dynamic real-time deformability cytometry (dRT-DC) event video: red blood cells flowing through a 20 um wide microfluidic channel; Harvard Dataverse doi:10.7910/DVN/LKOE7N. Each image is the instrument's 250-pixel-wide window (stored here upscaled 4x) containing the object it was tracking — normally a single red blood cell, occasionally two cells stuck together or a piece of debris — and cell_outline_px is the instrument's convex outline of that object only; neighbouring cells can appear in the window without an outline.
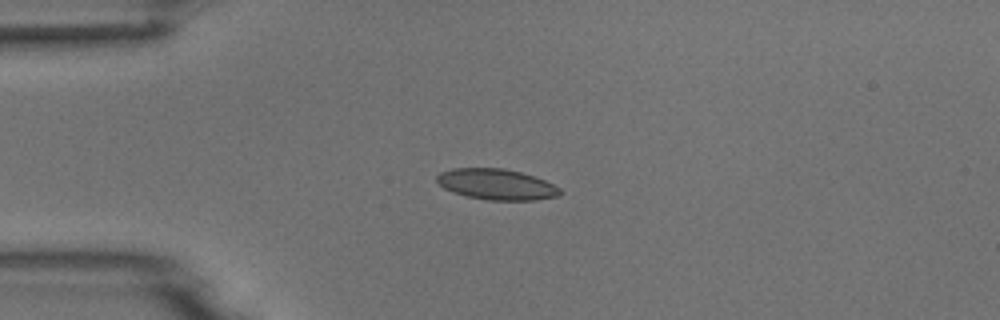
{"species": "common noctule bat (a hibernating species)", "species_latin": "Nyctalus noctula", "temperature_condition": "room temperature", "stored_images_in_passage": 11, "camera_frame_rate_fps": 3000, "um_per_image_px": 0.085, "animal": {"sex": "male", "body_mass_g": 18.8}, "frame": {"image": 1, "passage_image": 4, "time_ms": 4.333, "image_size_px": [1000, 320], "cell_outline_px": [[564, 192], [560, 196], [536, 200], [488, 200], [468, 196], [444, 188], [436, 180], [436, 176], [440, 172], [452, 168], [504, 168], [520, 172], [544, 180], [560, 188]], "centroid_in_image_um": [42.23, 15.67], "position_along_channel_um": 42.8, "area_um2": 22.02}}
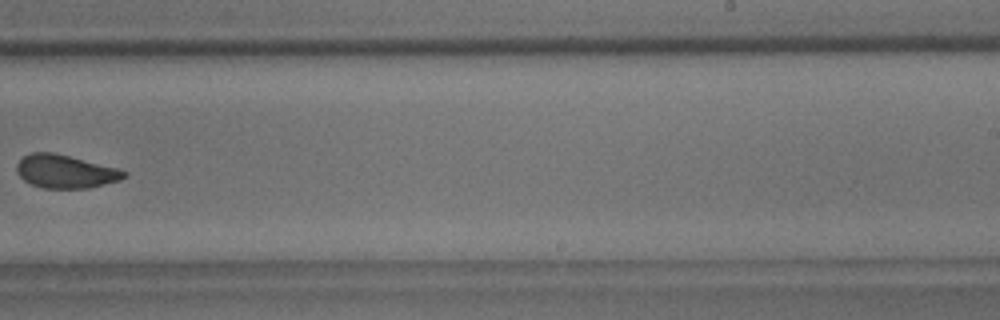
{"frame": {"image": 2, "passage_image": 10, "time_ms": 11.333, "image_size_px": [1000, 320], "cell_outline_px": [[128, 176], [120, 180], [88, 188], [40, 188], [24, 180], [16, 172], [16, 164], [24, 156], [32, 152], [52, 152], [120, 168], [128, 172]], "centroid_in_image_um": [5.58, 14.57], "position_along_channel_um": 283.4, "area_um2": 20.92}}
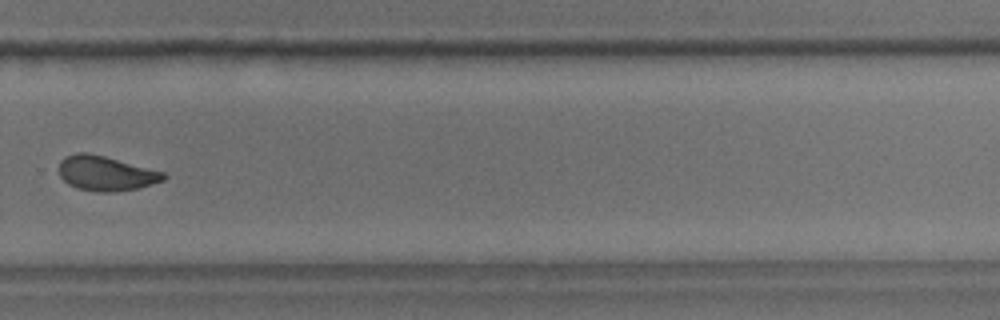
{"frame": {"image": 3, "passage_image": 11, "time_ms": 12.333, "image_size_px": [1000, 320], "cell_outline_px": [[168, 176], [164, 180], [140, 188], [116, 192], [96, 192], [76, 188], [68, 184], [60, 176], [60, 160], [64, 156], [76, 152], [88, 152], [104, 156], [164, 172]], "centroid_in_image_um": [8.99, 14.74], "position_along_channel_um": 320.8, "area_um2": 21.33}}